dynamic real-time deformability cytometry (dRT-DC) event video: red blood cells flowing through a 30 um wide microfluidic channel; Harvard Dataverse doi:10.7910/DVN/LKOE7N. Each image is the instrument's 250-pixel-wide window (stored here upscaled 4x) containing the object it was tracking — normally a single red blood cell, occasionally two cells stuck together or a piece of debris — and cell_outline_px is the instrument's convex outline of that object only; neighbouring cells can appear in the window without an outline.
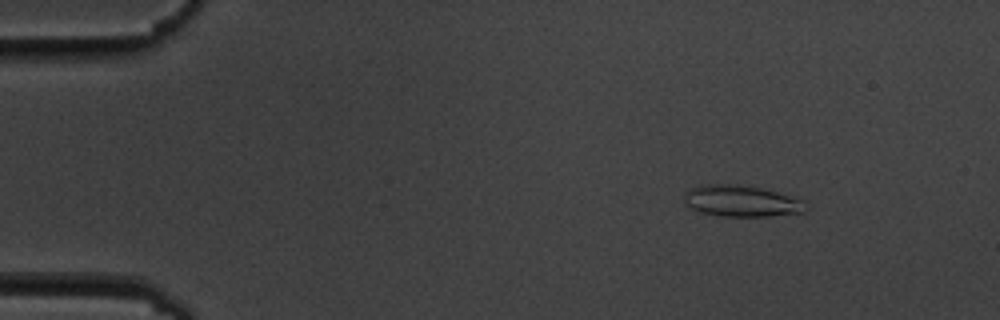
{"species": "common noctule bat (a hibernating species)", "species_latin": "Nyctalus noctula", "temperature_condition": "cold", "stored_images_in_passage": 8, "camera_frame_rate_fps": 3000, "um_per_image_px": 0.085, "animal": {"sex": "male", "body_mass_g": 19.5, "forearm_length_mm": 54.6}, "frame": {"image": 1, "passage_image": 3, "time_ms": 2.0, "image_size_px": [1000, 320], "cell_outline_px": [[804, 212], [768, 216], [720, 216], [700, 212], [688, 208], [684, 204], [684, 200], [688, 188], [700, 184], [736, 184], [760, 188], [776, 192], [804, 200]], "centroid_in_image_um": [62.93, 17.08], "position_along_channel_um": 22.1, "area_um2": 22.2}}
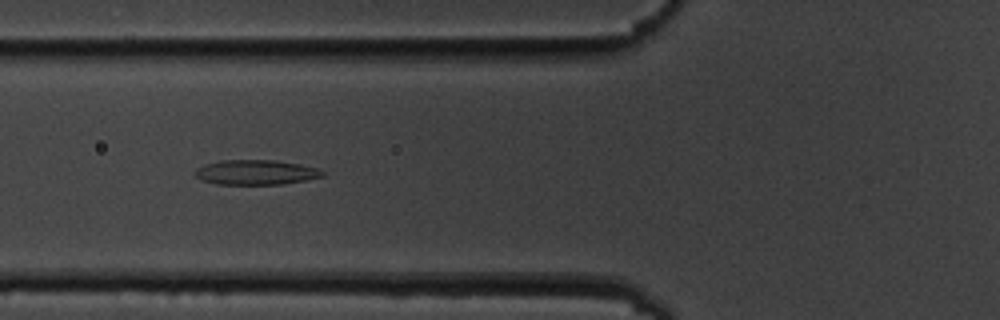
{"frame": {"image": 2, "passage_image": 7, "time_ms": 6.667, "image_size_px": [1000, 320], "cell_outline_px": [[324, 176], [304, 180], [280, 184], [216, 184], [200, 180], [196, 176], [196, 168], [204, 164], [220, 160], [272, 160], [300, 164], [316, 168], [324, 172]], "centroid_in_image_um": [21.7, 14.64], "position_along_channel_um": 104.1, "area_um2": 18.32}}
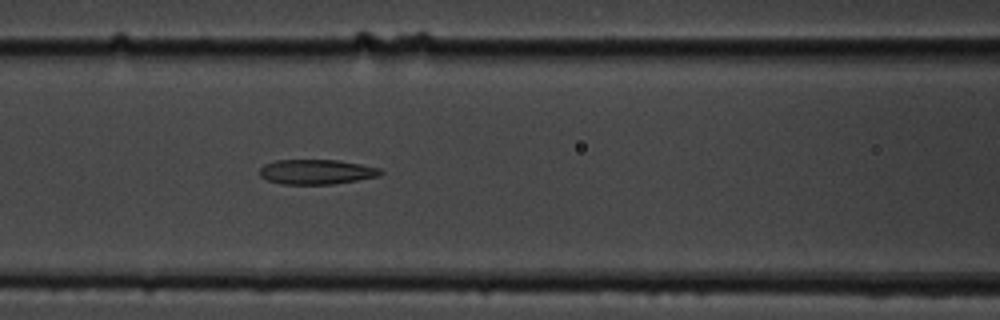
{"frame": {"image": 3, "passage_image": 8, "time_ms": 7.667, "image_size_px": [1000, 320], "cell_outline_px": [[384, 172], [380, 176], [332, 184], [280, 184], [268, 180], [260, 176], [260, 168], [264, 164], [276, 160], [340, 160], [380, 168]], "centroid_in_image_um": [26.9, 14.6], "position_along_channel_um": 139.7, "area_um2": 17.51}}